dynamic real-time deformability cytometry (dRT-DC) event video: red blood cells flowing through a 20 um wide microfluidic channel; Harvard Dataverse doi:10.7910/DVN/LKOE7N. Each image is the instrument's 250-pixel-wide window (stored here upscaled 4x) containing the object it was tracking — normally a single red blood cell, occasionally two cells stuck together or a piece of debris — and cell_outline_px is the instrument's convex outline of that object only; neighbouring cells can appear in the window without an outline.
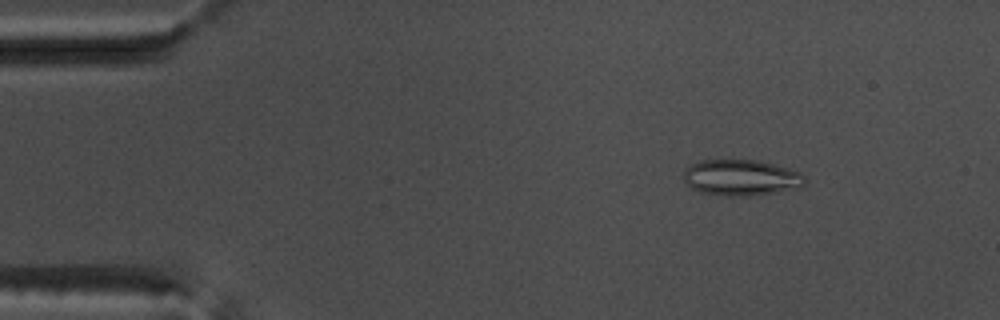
{"species": "common noctule bat (a hibernating species)", "species_latin": "Nyctalus noctula", "temperature_condition": "warm", "stored_images_in_passage": 17, "camera_frame_rate_fps": 3000, "um_per_image_px": 0.085, "animal": {"sex": "male", "body_mass_g": 17.5, "forearm_length_mm": 52.3}, "frame": {"image": 1, "passage_image": 8, "time_ms": 2.333, "image_size_px": [1000, 320], "cell_outline_px": [[804, 188], [776, 192], [744, 196], [728, 196], [700, 192], [692, 188], [684, 180], [684, 172], [692, 164], [700, 160], [756, 160], [788, 168], [800, 172], [804, 176]], "centroid_in_image_um": [63.03, 15.1], "position_along_channel_um": 22.0, "area_um2": 25.32}}